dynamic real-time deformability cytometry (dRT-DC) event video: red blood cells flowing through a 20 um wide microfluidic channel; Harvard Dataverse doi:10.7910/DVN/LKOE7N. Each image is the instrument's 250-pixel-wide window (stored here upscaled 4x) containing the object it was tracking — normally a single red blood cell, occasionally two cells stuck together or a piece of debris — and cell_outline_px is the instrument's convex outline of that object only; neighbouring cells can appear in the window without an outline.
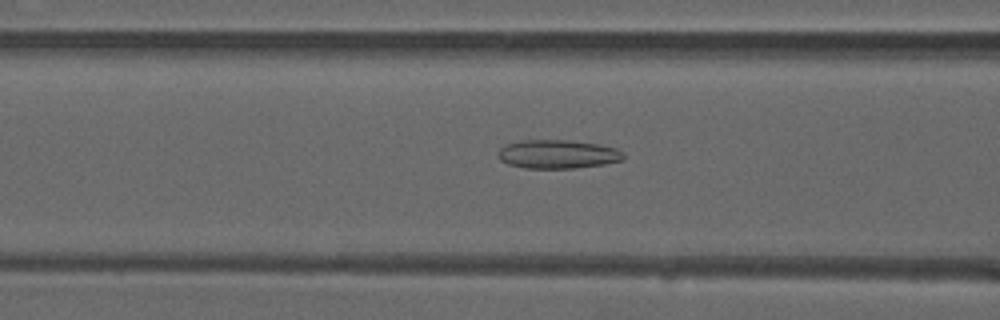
{"species": "common noctule bat (a hibernating species)", "species_latin": "Nyctalus noctula", "temperature_condition": "warm", "stored_images_in_passage": 44, "camera_frame_rate_fps": 3000, "um_per_image_px": 0.085, "animal": {"sex": "male", "forearm_length_mm": 52.5}, "frame": {"image": 1, "passage_image": 14, "time_ms": 4.333, "image_size_px": [1000, 320], "cell_outline_px": [[624, 160], [604, 164], [572, 168], [524, 168], [508, 164], [500, 160], [496, 156], [496, 152], [500, 148], [508, 144], [520, 140], [568, 140], [600, 144], [616, 148], [624, 152]], "centroid_in_image_um": [47.39, 13.1], "position_along_channel_um": 119.2, "area_um2": 21.15}}
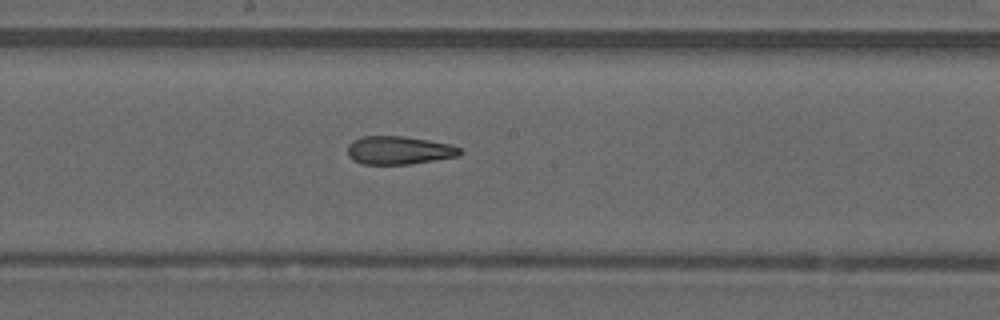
{"frame": {"image": 2, "passage_image": 21, "time_ms": 6.667, "image_size_px": [1000, 320], "cell_outline_px": [[464, 152], [460, 156], [408, 164], [364, 164], [352, 160], [348, 156], [348, 144], [352, 140], [364, 136], [404, 136], [452, 144], [460, 148]], "centroid_in_image_um": [33.93, 12.77], "position_along_channel_um": 214.3, "area_um2": 18.61}}
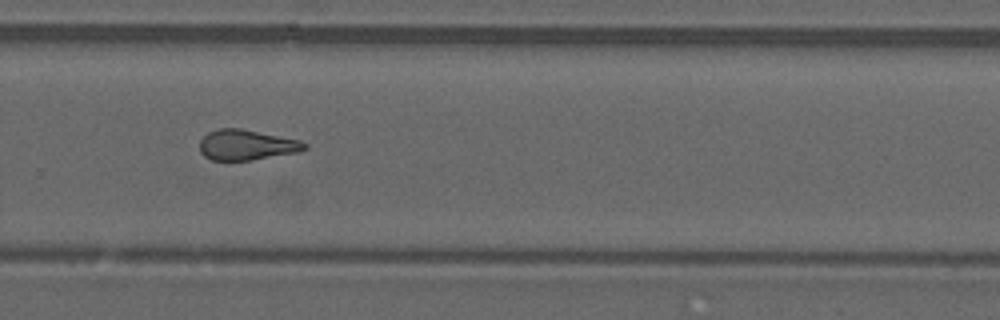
{"frame": {"image": 3, "passage_image": 28, "time_ms": 9.0, "image_size_px": [1000, 320], "cell_outline_px": [[308, 148], [300, 152], [252, 160], [212, 160], [204, 156], [200, 152], [200, 140], [208, 132], [220, 128], [240, 128], [300, 140], [308, 144]], "centroid_in_image_um": [20.98, 12.32], "position_along_channel_um": 308.8, "area_um2": 18.67}, "authors_computed_cell_mechanics": {"area_um2": 19.3052, "velocity_mm_per_s": 4.071, "shape_relaxation_time_tau1_ms": null, "shape_relaxation_time_tau2_ms": 4.0979, "deformation_change_tau1": null, "deformation_change_tau2": 0.1458}}